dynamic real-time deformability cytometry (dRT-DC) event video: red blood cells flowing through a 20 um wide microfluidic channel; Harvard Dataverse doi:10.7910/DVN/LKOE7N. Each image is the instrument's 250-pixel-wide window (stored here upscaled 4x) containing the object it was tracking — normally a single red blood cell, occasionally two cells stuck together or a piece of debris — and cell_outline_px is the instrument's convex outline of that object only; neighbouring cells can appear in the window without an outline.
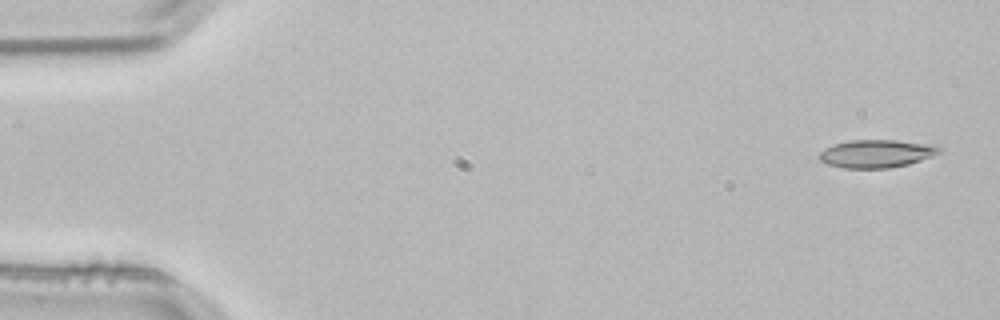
{"species": "common noctule bat (a hibernating species)", "species_latin": "Nyctalus noctula", "temperature_condition": "room temperature", "stored_images_in_passage": 4, "camera_frame_rate_fps": 3000, "um_per_image_px": 0.085, "animal": {"sex": "male", "body_mass_g": 21.5, "forearm_length_mm": 52.0}, "frame": {"image": 1, "passage_image": 1, "time_ms": 0.0, "image_size_px": [1000, 320], "cell_outline_px": [[940, 152], [932, 156], [908, 164], [888, 168], [844, 168], [828, 164], [820, 160], [820, 152], [824, 148], [832, 144], [848, 140], [896, 140], [936, 144], [940, 148]], "centroid_in_image_um": [74.5, 13.04], "position_along_channel_um": 10.5, "area_um2": 19.59}}